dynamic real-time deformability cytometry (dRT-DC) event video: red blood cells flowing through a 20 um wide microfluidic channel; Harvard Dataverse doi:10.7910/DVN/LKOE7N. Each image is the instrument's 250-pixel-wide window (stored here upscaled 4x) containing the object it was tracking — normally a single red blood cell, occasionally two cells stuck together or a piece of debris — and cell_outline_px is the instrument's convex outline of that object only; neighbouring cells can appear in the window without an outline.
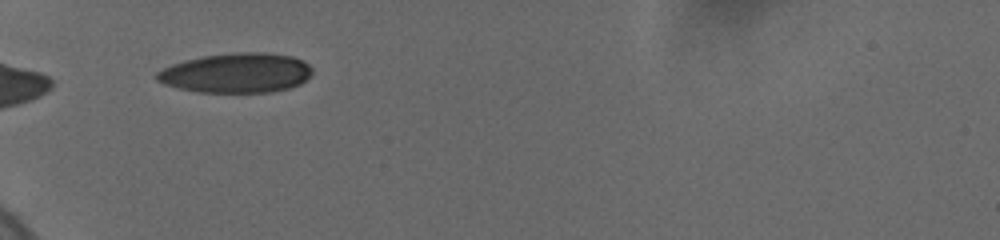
{"species": "human", "species_latin": "Homo sapiens", "temperature_condition": "cold", "stored_images_in_passage": 34, "camera_frame_rate_fps": 3000, "um_per_image_px": 0.085, "donor": {"sex": "female"}, "frame": {"image": 1, "passage_image": 1, "time_ms": 0.0, "image_size_px": [1000, 240], "cell_outline_px": [[312, 72], [300, 84], [288, 88], [272, 92], [196, 92], [164, 84], [156, 80], [156, 72], [172, 64], [204, 56], [240, 52], [264, 52], [292, 56], [308, 64], [312, 68]], "centroid_in_image_um": [20.09, 6.2], "position_along_channel_um": 64.9, "area_um2": 35.66}}
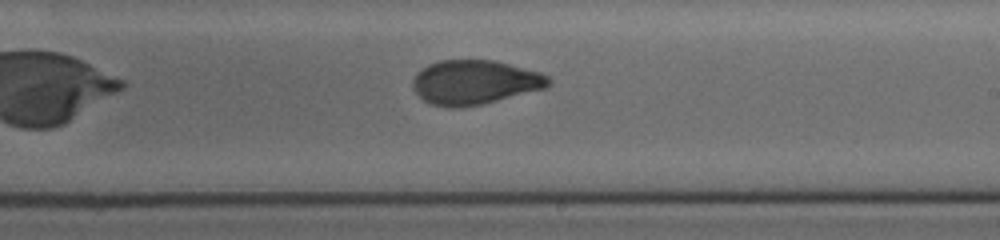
{"frame": {"image": 2, "passage_image": 17, "time_ms": 5.333, "image_size_px": [1000, 240], "cell_outline_px": [[552, 80], [544, 88], [484, 104], [464, 108], [448, 108], [432, 104], [424, 100], [412, 88], [412, 80], [416, 72], [428, 64], [440, 60], [492, 60], [540, 72], [548, 76]], "centroid_in_image_um": [40.31, 7.0], "position_along_channel_um": 248.7, "area_um2": 35.14}}
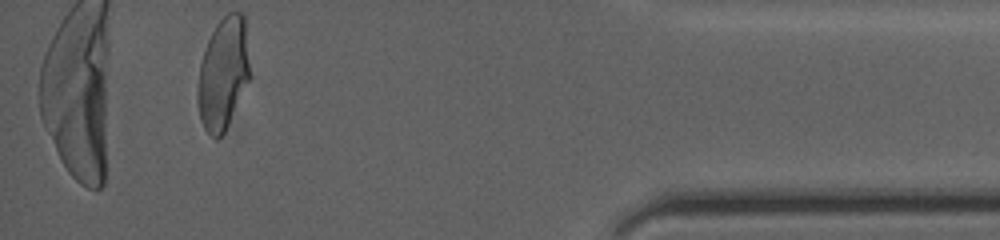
{"frame": {"image": 3, "passage_image": 34, "time_ms": 11.0, "image_size_px": [1000, 240], "cell_outline_px": [[252, 76], [224, 132], [216, 140], [204, 128], [200, 120], [200, 64], [208, 40], [216, 24], [228, 12], [244, 12]], "centroid_in_image_um": [19.05, 6.19], "position_along_channel_um": 416.2, "area_um2": 33.76}, "authors_computed_cell_mechanics": {"area_um2": 35.258, "velocity_mm_per_s": 3.6741, "shape_relaxation_time_tau1_ms": 10.5799, "shape_relaxation_time_tau2_ms": 1.379, "deformation_change_tau1": 0.2502, "deformation_change_tau2": 0.067}}